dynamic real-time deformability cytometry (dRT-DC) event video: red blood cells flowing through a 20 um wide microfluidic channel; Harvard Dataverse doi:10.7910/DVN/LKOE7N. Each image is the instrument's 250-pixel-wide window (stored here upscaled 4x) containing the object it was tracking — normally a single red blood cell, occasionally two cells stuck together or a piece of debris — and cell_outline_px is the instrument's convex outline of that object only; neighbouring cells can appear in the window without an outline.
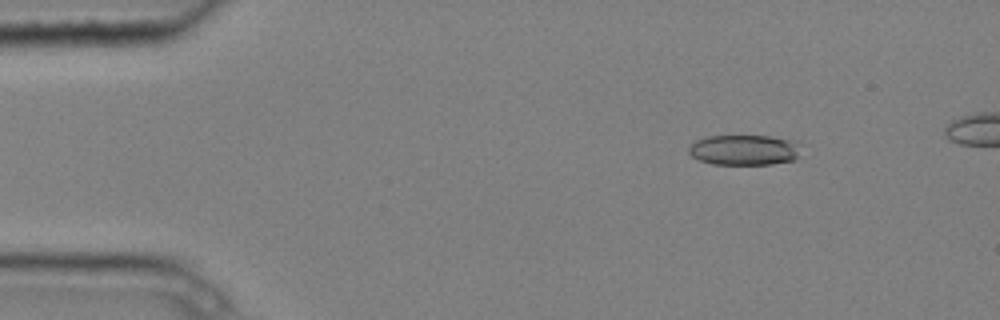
{"species": "common noctule bat (a hibernating species)", "species_latin": "Nyctalus noctula", "temperature_condition": "cold", "stored_images_in_passage": 4, "camera_frame_rate_fps": 3000, "um_per_image_px": 0.085, "animal": {"sex": "male", "body_mass_g": 20.4}, "frame": {"image": 1, "passage_image": 1, "time_ms": 0.0, "image_size_px": [1000, 320], "cell_outline_px": [[800, 140], [796, 160], [772, 164], [712, 164], [700, 160], [692, 156], [688, 152], [688, 148], [696, 140], [704, 136], [768, 136]], "centroid_in_image_um": [63.29, 12.74], "position_along_channel_um": 21.7, "area_um2": 20.06}}